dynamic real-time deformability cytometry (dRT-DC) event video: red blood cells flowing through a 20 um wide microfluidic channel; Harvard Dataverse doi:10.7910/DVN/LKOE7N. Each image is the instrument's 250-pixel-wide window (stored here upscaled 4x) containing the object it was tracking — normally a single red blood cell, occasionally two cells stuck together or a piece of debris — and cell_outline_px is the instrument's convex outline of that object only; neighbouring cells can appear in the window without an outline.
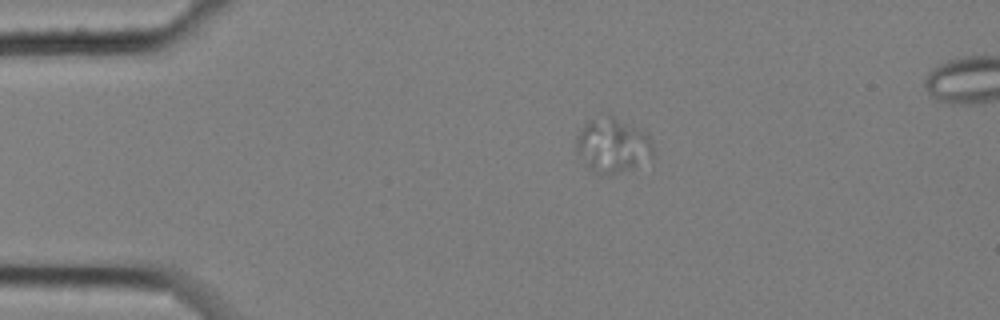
{"species": "common noctule bat (a hibernating species)", "species_latin": "Nyctalus noctula", "temperature_condition": "cold", "stored_images_in_passage": 5, "camera_frame_rate_fps": 3000, "um_per_image_px": 0.085, "animal": {"sex": "female", "body_mass_g": 25.1}, "frame": {"image": 1, "passage_image": 3, "time_ms": 0.667, "image_size_px": [1000, 320], "cell_outline_px": [[656, 156], [632, 168], [616, 172], [596, 172], [588, 168], [576, 152], [576, 136], [584, 124], [588, 120], [608, 112], [644, 132], [648, 136], [652, 144]], "centroid_in_image_um": [52.06, 12.3], "position_along_channel_um": 32.9, "area_um2": 24.51}}